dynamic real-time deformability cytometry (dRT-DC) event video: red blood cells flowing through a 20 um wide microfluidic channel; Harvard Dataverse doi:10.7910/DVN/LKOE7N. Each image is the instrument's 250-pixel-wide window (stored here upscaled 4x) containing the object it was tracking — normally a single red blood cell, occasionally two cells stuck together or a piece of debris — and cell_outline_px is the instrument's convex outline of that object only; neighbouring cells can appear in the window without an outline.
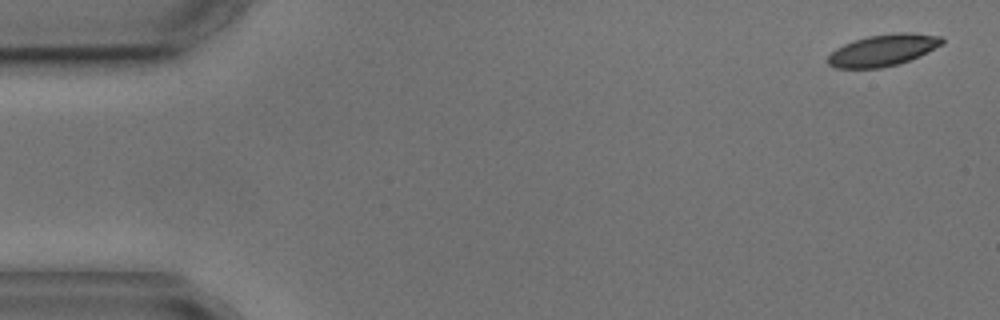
{"species": "common noctule bat (a hibernating species)", "species_latin": "Nyctalus noctula", "temperature_condition": "cold", "stored_images_in_passage": 5, "segment_of_instrument_passage": [1, 2], "camera_frame_rate_fps": 3000, "um_per_image_px": 0.085, "animal": {"sex": "male", "body_mass_g": 17.9, "forearm_length_mm": 54.2}, "frame": {"image": 1, "passage_image": 1, "time_ms": 0.0, "image_size_px": [1000, 320], "cell_outline_px": [[944, 44], [920, 56], [896, 64], [880, 68], [836, 68], [828, 64], [828, 56], [836, 48], [852, 40], [868, 36], [892, 32], [912, 32], [940, 36], [944, 40]], "centroid_in_image_um": [75.07, 4.25], "position_along_channel_um": 9.9, "area_um2": 21.15}}
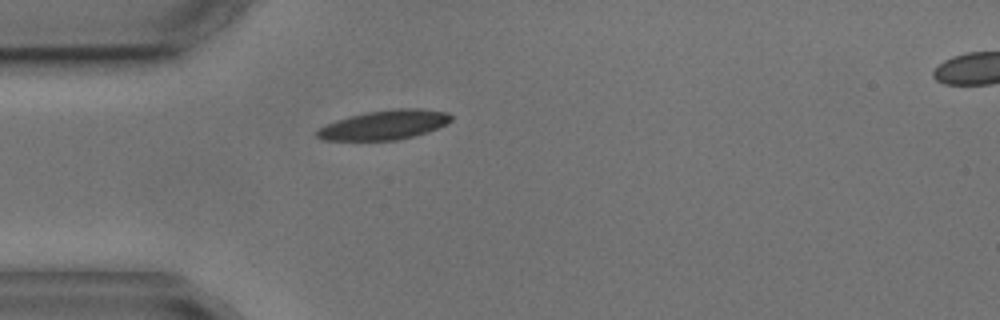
{"frame": {"image": 2, "passage_image": 4, "time_ms": 4.333, "image_size_px": [1000, 320], "cell_outline_px": [[452, 120], [448, 124], [428, 132], [396, 140], [320, 140], [316, 136], [316, 132], [320, 128], [336, 120], [368, 112], [396, 108], [420, 108], [448, 112], [452, 116]], "centroid_in_image_um": [32.73, 10.61], "position_along_channel_um": 52.3, "area_um2": 22.89}}